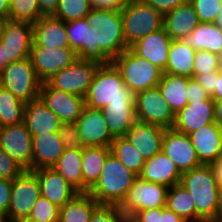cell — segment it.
<instances>
[{
	"instance_id": "ffe728a7",
	"label": "cell",
	"mask_w": 222,
	"mask_h": 222,
	"mask_svg": "<svg viewBox=\"0 0 222 222\" xmlns=\"http://www.w3.org/2000/svg\"><path fill=\"white\" fill-rule=\"evenodd\" d=\"M172 38L164 27L138 39L129 48L138 56L145 58L163 72L168 62L169 48Z\"/></svg>"
},
{
	"instance_id": "44dd1931",
	"label": "cell",
	"mask_w": 222,
	"mask_h": 222,
	"mask_svg": "<svg viewBox=\"0 0 222 222\" xmlns=\"http://www.w3.org/2000/svg\"><path fill=\"white\" fill-rule=\"evenodd\" d=\"M164 131L162 126L136 120L124 136L147 160L162 151Z\"/></svg>"
},
{
	"instance_id": "7a4b0ae2",
	"label": "cell",
	"mask_w": 222,
	"mask_h": 222,
	"mask_svg": "<svg viewBox=\"0 0 222 222\" xmlns=\"http://www.w3.org/2000/svg\"><path fill=\"white\" fill-rule=\"evenodd\" d=\"M180 184L194 199L196 222H219L218 182L211 165L182 173Z\"/></svg>"
},
{
	"instance_id": "03108f58",
	"label": "cell",
	"mask_w": 222,
	"mask_h": 222,
	"mask_svg": "<svg viewBox=\"0 0 222 222\" xmlns=\"http://www.w3.org/2000/svg\"><path fill=\"white\" fill-rule=\"evenodd\" d=\"M4 22H5V19L0 18V37L2 34V28H3Z\"/></svg>"
},
{
	"instance_id": "2e32d148",
	"label": "cell",
	"mask_w": 222,
	"mask_h": 222,
	"mask_svg": "<svg viewBox=\"0 0 222 222\" xmlns=\"http://www.w3.org/2000/svg\"><path fill=\"white\" fill-rule=\"evenodd\" d=\"M162 152L174 162L181 174L202 165L189 136L173 128L164 131Z\"/></svg>"
},
{
	"instance_id": "8992f818",
	"label": "cell",
	"mask_w": 222,
	"mask_h": 222,
	"mask_svg": "<svg viewBox=\"0 0 222 222\" xmlns=\"http://www.w3.org/2000/svg\"><path fill=\"white\" fill-rule=\"evenodd\" d=\"M120 71L125 86L134 94L152 88L160 82L163 71L130 48L112 60Z\"/></svg>"
},
{
	"instance_id": "4dcf8cb0",
	"label": "cell",
	"mask_w": 222,
	"mask_h": 222,
	"mask_svg": "<svg viewBox=\"0 0 222 222\" xmlns=\"http://www.w3.org/2000/svg\"><path fill=\"white\" fill-rule=\"evenodd\" d=\"M82 155L83 149H65L53 169L60 173L78 193H88L83 186Z\"/></svg>"
},
{
	"instance_id": "94428289",
	"label": "cell",
	"mask_w": 222,
	"mask_h": 222,
	"mask_svg": "<svg viewBox=\"0 0 222 222\" xmlns=\"http://www.w3.org/2000/svg\"><path fill=\"white\" fill-rule=\"evenodd\" d=\"M219 222H222V184H218Z\"/></svg>"
},
{
	"instance_id": "9c48e42d",
	"label": "cell",
	"mask_w": 222,
	"mask_h": 222,
	"mask_svg": "<svg viewBox=\"0 0 222 222\" xmlns=\"http://www.w3.org/2000/svg\"><path fill=\"white\" fill-rule=\"evenodd\" d=\"M40 196L37 176L32 170H24L13 179L10 204L4 220L12 222L18 218L29 217Z\"/></svg>"
},
{
	"instance_id": "b9f144b4",
	"label": "cell",
	"mask_w": 222,
	"mask_h": 222,
	"mask_svg": "<svg viewBox=\"0 0 222 222\" xmlns=\"http://www.w3.org/2000/svg\"><path fill=\"white\" fill-rule=\"evenodd\" d=\"M60 207L40 196L33 206L29 218L36 222H58Z\"/></svg>"
},
{
	"instance_id": "f1b7e54d",
	"label": "cell",
	"mask_w": 222,
	"mask_h": 222,
	"mask_svg": "<svg viewBox=\"0 0 222 222\" xmlns=\"http://www.w3.org/2000/svg\"><path fill=\"white\" fill-rule=\"evenodd\" d=\"M181 41L194 50H208L222 57V29L214 23L200 22Z\"/></svg>"
},
{
	"instance_id": "d6a6232c",
	"label": "cell",
	"mask_w": 222,
	"mask_h": 222,
	"mask_svg": "<svg viewBox=\"0 0 222 222\" xmlns=\"http://www.w3.org/2000/svg\"><path fill=\"white\" fill-rule=\"evenodd\" d=\"M196 50L181 40H172L169 57L163 73L193 78V66Z\"/></svg>"
},
{
	"instance_id": "cb8c5ba5",
	"label": "cell",
	"mask_w": 222,
	"mask_h": 222,
	"mask_svg": "<svg viewBox=\"0 0 222 222\" xmlns=\"http://www.w3.org/2000/svg\"><path fill=\"white\" fill-rule=\"evenodd\" d=\"M23 123L32 136L58 132L62 121L40 97L25 104Z\"/></svg>"
},
{
	"instance_id": "7c38bea8",
	"label": "cell",
	"mask_w": 222,
	"mask_h": 222,
	"mask_svg": "<svg viewBox=\"0 0 222 222\" xmlns=\"http://www.w3.org/2000/svg\"><path fill=\"white\" fill-rule=\"evenodd\" d=\"M0 44L7 64L27 59L33 45L32 24L26 21L5 20Z\"/></svg>"
},
{
	"instance_id": "52a82bcc",
	"label": "cell",
	"mask_w": 222,
	"mask_h": 222,
	"mask_svg": "<svg viewBox=\"0 0 222 222\" xmlns=\"http://www.w3.org/2000/svg\"><path fill=\"white\" fill-rule=\"evenodd\" d=\"M41 85L42 82L37 77L29 57L8 63L0 71V86L9 90L25 104L39 97Z\"/></svg>"
},
{
	"instance_id": "6125c7cd",
	"label": "cell",
	"mask_w": 222,
	"mask_h": 222,
	"mask_svg": "<svg viewBox=\"0 0 222 222\" xmlns=\"http://www.w3.org/2000/svg\"><path fill=\"white\" fill-rule=\"evenodd\" d=\"M7 65V63L4 61V54L2 50V45L0 44V71Z\"/></svg>"
},
{
	"instance_id": "9f6ffc18",
	"label": "cell",
	"mask_w": 222,
	"mask_h": 222,
	"mask_svg": "<svg viewBox=\"0 0 222 222\" xmlns=\"http://www.w3.org/2000/svg\"><path fill=\"white\" fill-rule=\"evenodd\" d=\"M211 98L214 101H222V68L218 71V77L215 79V90Z\"/></svg>"
},
{
	"instance_id": "8d00e7d4",
	"label": "cell",
	"mask_w": 222,
	"mask_h": 222,
	"mask_svg": "<svg viewBox=\"0 0 222 222\" xmlns=\"http://www.w3.org/2000/svg\"><path fill=\"white\" fill-rule=\"evenodd\" d=\"M25 103L0 86V127L23 123Z\"/></svg>"
},
{
	"instance_id": "9a60e30c",
	"label": "cell",
	"mask_w": 222,
	"mask_h": 222,
	"mask_svg": "<svg viewBox=\"0 0 222 222\" xmlns=\"http://www.w3.org/2000/svg\"><path fill=\"white\" fill-rule=\"evenodd\" d=\"M76 124L82 146L111 147L114 137L109 131L102 109L85 105Z\"/></svg>"
},
{
	"instance_id": "4fadbf2b",
	"label": "cell",
	"mask_w": 222,
	"mask_h": 222,
	"mask_svg": "<svg viewBox=\"0 0 222 222\" xmlns=\"http://www.w3.org/2000/svg\"><path fill=\"white\" fill-rule=\"evenodd\" d=\"M29 58L37 77L44 83L60 70L72 65L78 56L72 48L32 47Z\"/></svg>"
},
{
	"instance_id": "60d3db41",
	"label": "cell",
	"mask_w": 222,
	"mask_h": 222,
	"mask_svg": "<svg viewBox=\"0 0 222 222\" xmlns=\"http://www.w3.org/2000/svg\"><path fill=\"white\" fill-rule=\"evenodd\" d=\"M222 68V57L208 50H196L193 66V78L198 75L218 72Z\"/></svg>"
},
{
	"instance_id": "f546056e",
	"label": "cell",
	"mask_w": 222,
	"mask_h": 222,
	"mask_svg": "<svg viewBox=\"0 0 222 222\" xmlns=\"http://www.w3.org/2000/svg\"><path fill=\"white\" fill-rule=\"evenodd\" d=\"M189 77L163 73L158 89L176 115L188 103L187 90Z\"/></svg>"
},
{
	"instance_id": "7402d4cb",
	"label": "cell",
	"mask_w": 222,
	"mask_h": 222,
	"mask_svg": "<svg viewBox=\"0 0 222 222\" xmlns=\"http://www.w3.org/2000/svg\"><path fill=\"white\" fill-rule=\"evenodd\" d=\"M32 47L70 48L66 22L52 15H43L32 24Z\"/></svg>"
},
{
	"instance_id": "8fae6325",
	"label": "cell",
	"mask_w": 222,
	"mask_h": 222,
	"mask_svg": "<svg viewBox=\"0 0 222 222\" xmlns=\"http://www.w3.org/2000/svg\"><path fill=\"white\" fill-rule=\"evenodd\" d=\"M100 65L95 61L78 58L72 65L60 70L47 82L53 88L85 97Z\"/></svg>"
},
{
	"instance_id": "603a6c76",
	"label": "cell",
	"mask_w": 222,
	"mask_h": 222,
	"mask_svg": "<svg viewBox=\"0 0 222 222\" xmlns=\"http://www.w3.org/2000/svg\"><path fill=\"white\" fill-rule=\"evenodd\" d=\"M33 172L39 181L40 195L60 208L78 194L66 179L53 168L37 169Z\"/></svg>"
},
{
	"instance_id": "e575fe53",
	"label": "cell",
	"mask_w": 222,
	"mask_h": 222,
	"mask_svg": "<svg viewBox=\"0 0 222 222\" xmlns=\"http://www.w3.org/2000/svg\"><path fill=\"white\" fill-rule=\"evenodd\" d=\"M166 207L186 222H196L194 199L180 183L168 188Z\"/></svg>"
},
{
	"instance_id": "bcb514c9",
	"label": "cell",
	"mask_w": 222,
	"mask_h": 222,
	"mask_svg": "<svg viewBox=\"0 0 222 222\" xmlns=\"http://www.w3.org/2000/svg\"><path fill=\"white\" fill-rule=\"evenodd\" d=\"M25 169L0 148V179L13 180Z\"/></svg>"
},
{
	"instance_id": "681fc988",
	"label": "cell",
	"mask_w": 222,
	"mask_h": 222,
	"mask_svg": "<svg viewBox=\"0 0 222 222\" xmlns=\"http://www.w3.org/2000/svg\"><path fill=\"white\" fill-rule=\"evenodd\" d=\"M162 208L136 211L128 222H161Z\"/></svg>"
},
{
	"instance_id": "74e56055",
	"label": "cell",
	"mask_w": 222,
	"mask_h": 222,
	"mask_svg": "<svg viewBox=\"0 0 222 222\" xmlns=\"http://www.w3.org/2000/svg\"><path fill=\"white\" fill-rule=\"evenodd\" d=\"M68 42L70 48L74 49L77 56L89 46L91 26L86 18L66 22Z\"/></svg>"
},
{
	"instance_id": "003e7915",
	"label": "cell",
	"mask_w": 222,
	"mask_h": 222,
	"mask_svg": "<svg viewBox=\"0 0 222 222\" xmlns=\"http://www.w3.org/2000/svg\"><path fill=\"white\" fill-rule=\"evenodd\" d=\"M4 1H6L9 5L12 2V0H4Z\"/></svg>"
},
{
	"instance_id": "e0dca14e",
	"label": "cell",
	"mask_w": 222,
	"mask_h": 222,
	"mask_svg": "<svg viewBox=\"0 0 222 222\" xmlns=\"http://www.w3.org/2000/svg\"><path fill=\"white\" fill-rule=\"evenodd\" d=\"M39 97L62 122H76L85 106L84 97L53 88L48 82L42 83Z\"/></svg>"
},
{
	"instance_id": "83f0119b",
	"label": "cell",
	"mask_w": 222,
	"mask_h": 222,
	"mask_svg": "<svg viewBox=\"0 0 222 222\" xmlns=\"http://www.w3.org/2000/svg\"><path fill=\"white\" fill-rule=\"evenodd\" d=\"M102 110L113 137L124 136L136 121L135 102H110Z\"/></svg>"
},
{
	"instance_id": "91938a15",
	"label": "cell",
	"mask_w": 222,
	"mask_h": 222,
	"mask_svg": "<svg viewBox=\"0 0 222 222\" xmlns=\"http://www.w3.org/2000/svg\"><path fill=\"white\" fill-rule=\"evenodd\" d=\"M0 18L9 19V4L4 0H0Z\"/></svg>"
},
{
	"instance_id": "f6af8a7d",
	"label": "cell",
	"mask_w": 222,
	"mask_h": 222,
	"mask_svg": "<svg viewBox=\"0 0 222 222\" xmlns=\"http://www.w3.org/2000/svg\"><path fill=\"white\" fill-rule=\"evenodd\" d=\"M58 135L64 149H83L76 122H62Z\"/></svg>"
},
{
	"instance_id": "6f0895ef",
	"label": "cell",
	"mask_w": 222,
	"mask_h": 222,
	"mask_svg": "<svg viewBox=\"0 0 222 222\" xmlns=\"http://www.w3.org/2000/svg\"><path fill=\"white\" fill-rule=\"evenodd\" d=\"M215 122L222 127V101H214Z\"/></svg>"
},
{
	"instance_id": "ab89813d",
	"label": "cell",
	"mask_w": 222,
	"mask_h": 222,
	"mask_svg": "<svg viewBox=\"0 0 222 222\" xmlns=\"http://www.w3.org/2000/svg\"><path fill=\"white\" fill-rule=\"evenodd\" d=\"M44 14L38 6V0H12L9 5V19L35 23Z\"/></svg>"
},
{
	"instance_id": "f5cc1de1",
	"label": "cell",
	"mask_w": 222,
	"mask_h": 222,
	"mask_svg": "<svg viewBox=\"0 0 222 222\" xmlns=\"http://www.w3.org/2000/svg\"><path fill=\"white\" fill-rule=\"evenodd\" d=\"M218 77V72H210L204 75H198L194 79L205 89L211 96L215 90V79Z\"/></svg>"
},
{
	"instance_id": "816d5d0a",
	"label": "cell",
	"mask_w": 222,
	"mask_h": 222,
	"mask_svg": "<svg viewBox=\"0 0 222 222\" xmlns=\"http://www.w3.org/2000/svg\"><path fill=\"white\" fill-rule=\"evenodd\" d=\"M129 0H89L94 9L120 11Z\"/></svg>"
},
{
	"instance_id": "30bf717a",
	"label": "cell",
	"mask_w": 222,
	"mask_h": 222,
	"mask_svg": "<svg viewBox=\"0 0 222 222\" xmlns=\"http://www.w3.org/2000/svg\"><path fill=\"white\" fill-rule=\"evenodd\" d=\"M135 115L137 121L159 125L165 129L172 128L175 122V114L162 97L158 86L135 94Z\"/></svg>"
},
{
	"instance_id": "11a10c76",
	"label": "cell",
	"mask_w": 222,
	"mask_h": 222,
	"mask_svg": "<svg viewBox=\"0 0 222 222\" xmlns=\"http://www.w3.org/2000/svg\"><path fill=\"white\" fill-rule=\"evenodd\" d=\"M161 222H186L181 216L175 214L166 206L162 207Z\"/></svg>"
},
{
	"instance_id": "be15d7a7",
	"label": "cell",
	"mask_w": 222,
	"mask_h": 222,
	"mask_svg": "<svg viewBox=\"0 0 222 222\" xmlns=\"http://www.w3.org/2000/svg\"><path fill=\"white\" fill-rule=\"evenodd\" d=\"M217 27L222 29V11L221 13H218L216 16L214 22H213Z\"/></svg>"
},
{
	"instance_id": "e7e4bbea",
	"label": "cell",
	"mask_w": 222,
	"mask_h": 222,
	"mask_svg": "<svg viewBox=\"0 0 222 222\" xmlns=\"http://www.w3.org/2000/svg\"><path fill=\"white\" fill-rule=\"evenodd\" d=\"M12 222H36V221L29 217H22V218L15 219Z\"/></svg>"
},
{
	"instance_id": "f907efd6",
	"label": "cell",
	"mask_w": 222,
	"mask_h": 222,
	"mask_svg": "<svg viewBox=\"0 0 222 222\" xmlns=\"http://www.w3.org/2000/svg\"><path fill=\"white\" fill-rule=\"evenodd\" d=\"M187 97L189 102L211 98L208 92L194 78H190L188 81Z\"/></svg>"
},
{
	"instance_id": "6da1fadb",
	"label": "cell",
	"mask_w": 222,
	"mask_h": 222,
	"mask_svg": "<svg viewBox=\"0 0 222 222\" xmlns=\"http://www.w3.org/2000/svg\"><path fill=\"white\" fill-rule=\"evenodd\" d=\"M85 18L91 26L89 46L78 55L79 59L109 64L129 48L123 36L120 11L92 8Z\"/></svg>"
},
{
	"instance_id": "db71d44e",
	"label": "cell",
	"mask_w": 222,
	"mask_h": 222,
	"mask_svg": "<svg viewBox=\"0 0 222 222\" xmlns=\"http://www.w3.org/2000/svg\"><path fill=\"white\" fill-rule=\"evenodd\" d=\"M59 0H38V6L44 15H52L57 9Z\"/></svg>"
},
{
	"instance_id": "ba28073f",
	"label": "cell",
	"mask_w": 222,
	"mask_h": 222,
	"mask_svg": "<svg viewBox=\"0 0 222 222\" xmlns=\"http://www.w3.org/2000/svg\"><path fill=\"white\" fill-rule=\"evenodd\" d=\"M167 192V186L147 182L138 177L119 208L128 219L136 211L162 208L166 206Z\"/></svg>"
},
{
	"instance_id": "ee69618b",
	"label": "cell",
	"mask_w": 222,
	"mask_h": 222,
	"mask_svg": "<svg viewBox=\"0 0 222 222\" xmlns=\"http://www.w3.org/2000/svg\"><path fill=\"white\" fill-rule=\"evenodd\" d=\"M90 222H128L119 206L99 204L93 211Z\"/></svg>"
},
{
	"instance_id": "4316f807",
	"label": "cell",
	"mask_w": 222,
	"mask_h": 222,
	"mask_svg": "<svg viewBox=\"0 0 222 222\" xmlns=\"http://www.w3.org/2000/svg\"><path fill=\"white\" fill-rule=\"evenodd\" d=\"M199 23L193 5L186 2L164 15L163 27L173 40H181L189 35Z\"/></svg>"
},
{
	"instance_id": "680465c9",
	"label": "cell",
	"mask_w": 222,
	"mask_h": 222,
	"mask_svg": "<svg viewBox=\"0 0 222 222\" xmlns=\"http://www.w3.org/2000/svg\"><path fill=\"white\" fill-rule=\"evenodd\" d=\"M214 169L216 180L218 184H222V158L211 165Z\"/></svg>"
},
{
	"instance_id": "ac0fdd59",
	"label": "cell",
	"mask_w": 222,
	"mask_h": 222,
	"mask_svg": "<svg viewBox=\"0 0 222 222\" xmlns=\"http://www.w3.org/2000/svg\"><path fill=\"white\" fill-rule=\"evenodd\" d=\"M201 164L212 165L222 158V127L216 122L188 134Z\"/></svg>"
},
{
	"instance_id": "277c9868",
	"label": "cell",
	"mask_w": 222,
	"mask_h": 222,
	"mask_svg": "<svg viewBox=\"0 0 222 222\" xmlns=\"http://www.w3.org/2000/svg\"><path fill=\"white\" fill-rule=\"evenodd\" d=\"M84 101L88 107L103 109L110 102H135V94L125 86L120 71L113 63L101 64Z\"/></svg>"
},
{
	"instance_id": "f35d334b",
	"label": "cell",
	"mask_w": 222,
	"mask_h": 222,
	"mask_svg": "<svg viewBox=\"0 0 222 222\" xmlns=\"http://www.w3.org/2000/svg\"><path fill=\"white\" fill-rule=\"evenodd\" d=\"M92 10L89 0H59L57 9L52 14L64 22L85 18Z\"/></svg>"
},
{
	"instance_id": "7bdbcfd3",
	"label": "cell",
	"mask_w": 222,
	"mask_h": 222,
	"mask_svg": "<svg viewBox=\"0 0 222 222\" xmlns=\"http://www.w3.org/2000/svg\"><path fill=\"white\" fill-rule=\"evenodd\" d=\"M200 22L213 23L222 11V0H192L190 2Z\"/></svg>"
},
{
	"instance_id": "5bb4252c",
	"label": "cell",
	"mask_w": 222,
	"mask_h": 222,
	"mask_svg": "<svg viewBox=\"0 0 222 222\" xmlns=\"http://www.w3.org/2000/svg\"><path fill=\"white\" fill-rule=\"evenodd\" d=\"M0 148L25 170H32V135L24 123L0 127Z\"/></svg>"
},
{
	"instance_id": "484cf974",
	"label": "cell",
	"mask_w": 222,
	"mask_h": 222,
	"mask_svg": "<svg viewBox=\"0 0 222 222\" xmlns=\"http://www.w3.org/2000/svg\"><path fill=\"white\" fill-rule=\"evenodd\" d=\"M32 142V171L53 168L65 150L58 132L32 136Z\"/></svg>"
},
{
	"instance_id": "c3c4849f",
	"label": "cell",
	"mask_w": 222,
	"mask_h": 222,
	"mask_svg": "<svg viewBox=\"0 0 222 222\" xmlns=\"http://www.w3.org/2000/svg\"><path fill=\"white\" fill-rule=\"evenodd\" d=\"M143 3L150 5L163 16L169 13L172 9L185 4L186 0H141Z\"/></svg>"
},
{
	"instance_id": "d4e9b609",
	"label": "cell",
	"mask_w": 222,
	"mask_h": 222,
	"mask_svg": "<svg viewBox=\"0 0 222 222\" xmlns=\"http://www.w3.org/2000/svg\"><path fill=\"white\" fill-rule=\"evenodd\" d=\"M181 173L174 162L162 151L147 159L138 177L147 182H154L172 187L181 181Z\"/></svg>"
},
{
	"instance_id": "5b68a950",
	"label": "cell",
	"mask_w": 222,
	"mask_h": 222,
	"mask_svg": "<svg viewBox=\"0 0 222 222\" xmlns=\"http://www.w3.org/2000/svg\"><path fill=\"white\" fill-rule=\"evenodd\" d=\"M125 43L131 46L138 39L163 27L164 16L141 0H129L120 10Z\"/></svg>"
},
{
	"instance_id": "d590c367",
	"label": "cell",
	"mask_w": 222,
	"mask_h": 222,
	"mask_svg": "<svg viewBox=\"0 0 222 222\" xmlns=\"http://www.w3.org/2000/svg\"><path fill=\"white\" fill-rule=\"evenodd\" d=\"M111 153L129 170L137 175L141 173L146 160L125 136L114 137Z\"/></svg>"
},
{
	"instance_id": "1f68e13d",
	"label": "cell",
	"mask_w": 222,
	"mask_h": 222,
	"mask_svg": "<svg viewBox=\"0 0 222 222\" xmlns=\"http://www.w3.org/2000/svg\"><path fill=\"white\" fill-rule=\"evenodd\" d=\"M111 147L83 146L82 177L83 186L89 190L98 180Z\"/></svg>"
},
{
	"instance_id": "d6986e66",
	"label": "cell",
	"mask_w": 222,
	"mask_h": 222,
	"mask_svg": "<svg viewBox=\"0 0 222 222\" xmlns=\"http://www.w3.org/2000/svg\"><path fill=\"white\" fill-rule=\"evenodd\" d=\"M215 122L214 100H197L189 102L175 115L173 129L190 134L203 126Z\"/></svg>"
},
{
	"instance_id": "3957f363",
	"label": "cell",
	"mask_w": 222,
	"mask_h": 222,
	"mask_svg": "<svg viewBox=\"0 0 222 222\" xmlns=\"http://www.w3.org/2000/svg\"><path fill=\"white\" fill-rule=\"evenodd\" d=\"M137 178V174L110 153L97 182L88 190V193L99 204L120 206Z\"/></svg>"
},
{
	"instance_id": "836d02e7",
	"label": "cell",
	"mask_w": 222,
	"mask_h": 222,
	"mask_svg": "<svg viewBox=\"0 0 222 222\" xmlns=\"http://www.w3.org/2000/svg\"><path fill=\"white\" fill-rule=\"evenodd\" d=\"M98 205L89 193H78L60 208L58 222H90Z\"/></svg>"
},
{
	"instance_id": "7dc6e473",
	"label": "cell",
	"mask_w": 222,
	"mask_h": 222,
	"mask_svg": "<svg viewBox=\"0 0 222 222\" xmlns=\"http://www.w3.org/2000/svg\"><path fill=\"white\" fill-rule=\"evenodd\" d=\"M12 182L10 179H0V217L4 219L10 204Z\"/></svg>"
}]
</instances>
